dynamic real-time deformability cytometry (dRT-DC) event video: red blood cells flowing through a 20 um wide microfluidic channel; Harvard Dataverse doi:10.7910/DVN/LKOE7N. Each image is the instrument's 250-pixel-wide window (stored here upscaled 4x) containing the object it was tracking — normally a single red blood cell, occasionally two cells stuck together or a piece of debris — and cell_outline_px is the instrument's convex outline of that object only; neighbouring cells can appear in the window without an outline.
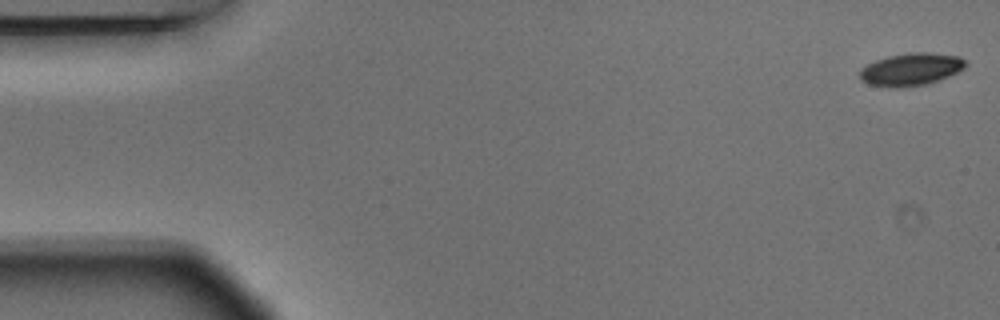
{"species": "Egyptian fruit bat (a non-hibernating species)", "species_latin": "Rousettus aegyptiacus", "temperature_condition": "warm", "stored_images_in_passage": 6, "camera_frame_rate_fps": 3000, "um_per_image_px": 0.085, "animal": {"sex": "male"}, "frame": {"image": 1, "passage_image": 1, "time_ms": 0.0, "image_size_px": [1000, 320], "cell_outline_px": [[968, 64], [964, 68], [948, 76], [924, 84], [900, 88], [888, 88], [868, 84], [860, 80], [860, 68], [876, 60], [888, 56], [908, 52], [928, 52], [960, 56], [968, 60]], "centroid_in_image_um": [77.42, 5.88], "position_along_channel_um": 7.6, "area_um2": 20.23}}
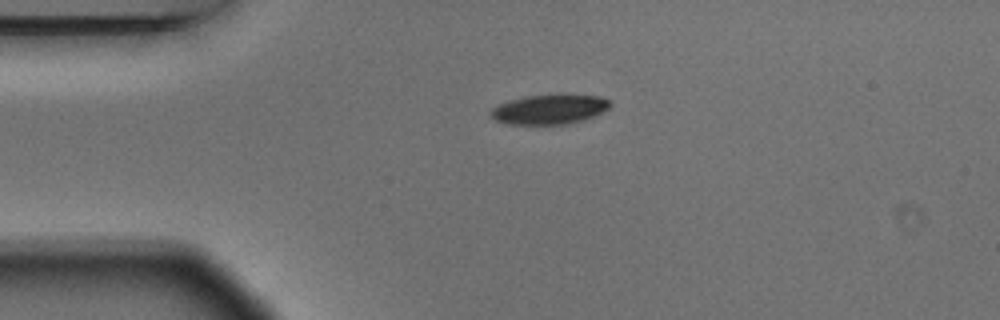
{"frame": {"image": 2, "passage_image": 6, "time_ms": 1.667, "image_size_px": [1000, 320], "cell_outline_px": [[612, 104], [608, 108], [592, 116], [580, 120], [564, 124], [508, 124], [496, 120], [488, 112], [492, 108], [500, 104], [512, 100], [528, 96], [600, 96], [608, 100]], "centroid_in_image_um": [46.66, 9.31], "position_along_channel_um": 38.3, "area_um2": 19.77}}